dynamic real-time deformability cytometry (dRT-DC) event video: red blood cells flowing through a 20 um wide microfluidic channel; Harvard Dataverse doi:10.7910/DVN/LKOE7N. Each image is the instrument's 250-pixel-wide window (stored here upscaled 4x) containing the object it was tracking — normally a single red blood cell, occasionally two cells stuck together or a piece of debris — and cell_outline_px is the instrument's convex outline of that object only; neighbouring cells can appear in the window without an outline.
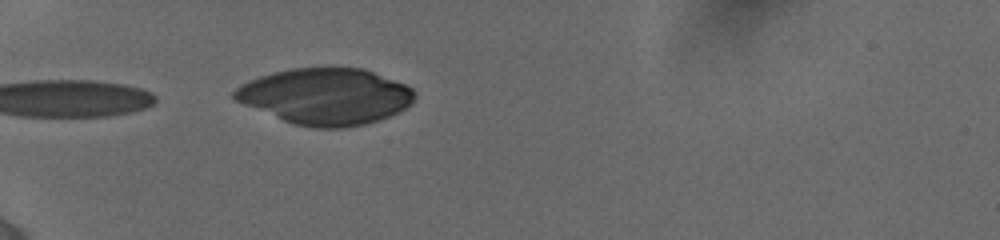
{"species": "human", "species_latin": "Homo sapiens", "temperature_condition": "cold", "stored_images_in_passage": 14, "camera_frame_rate_fps": 3000, "um_per_image_px": 0.085, "donor": {"sex": "female"}, "frame": {"image": 1, "passage_image": 5, "time_ms": 4.0, "image_size_px": [1000, 240], "cell_outline_px": [[416, 96], [404, 108], [388, 116], [364, 124], [344, 128], [312, 128], [296, 124], [284, 120], [244, 104], [236, 100], [232, 96], [232, 92], [240, 84], [260, 76], [288, 68], [332, 64], [364, 68], [404, 84], [412, 88], [416, 92]], "centroid_in_image_um": [27.67, 8.13], "position_along_channel_um": 57.3, "area_um2": 59.65}}
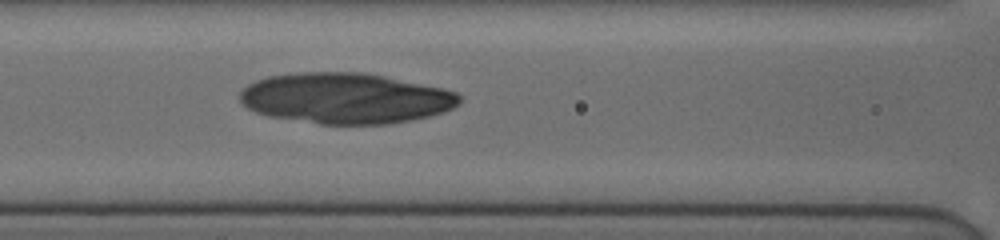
{"frame": {"image": 2, "passage_image": 11, "time_ms": 6.667, "image_size_px": [1000, 240], "cell_outline_px": [[460, 100], [452, 108], [428, 116], [412, 120], [388, 124], [320, 124], [268, 116], [256, 112], [240, 104], [240, 92], [248, 84], [256, 80], [268, 76], [296, 72], [360, 72], [384, 76], [440, 88], [456, 92], [460, 96]], "centroid_in_image_um": [29.3, 8.35], "position_along_channel_um": 137.3, "area_um2": 64.62}}
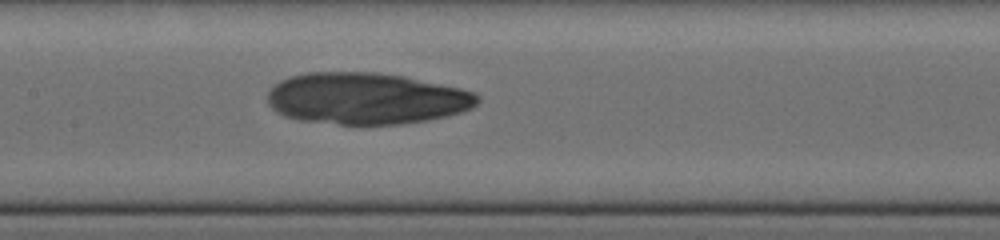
{"frame": {"image": 3, "passage_image": 14, "time_ms": 7.667, "image_size_px": [1000, 240], "cell_outline_px": [[480, 100], [472, 108], [460, 112], [428, 120], [400, 124], [340, 124], [300, 120], [284, 116], [276, 112], [268, 104], [268, 88], [272, 84], [288, 76], [308, 72], [380, 72], [404, 76], [460, 88], [476, 92], [480, 96]], "centroid_in_image_um": [31.1, 8.36], "position_along_channel_um": 176.3, "area_um2": 63.52}}